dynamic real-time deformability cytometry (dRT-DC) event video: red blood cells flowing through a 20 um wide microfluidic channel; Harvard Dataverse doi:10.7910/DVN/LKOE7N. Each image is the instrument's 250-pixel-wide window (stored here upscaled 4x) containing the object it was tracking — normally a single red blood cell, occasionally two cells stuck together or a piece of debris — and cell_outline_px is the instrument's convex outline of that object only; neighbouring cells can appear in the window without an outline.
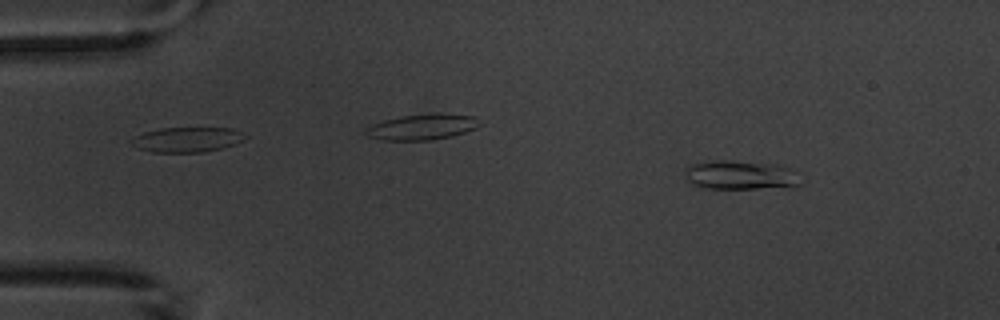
{"species": "common noctule bat (a hibernating species)", "species_latin": "Nyctalus noctula", "temperature_condition": "warm", "stored_images_in_passage": 6, "camera_frame_rate_fps": 3000, "um_per_image_px": 0.085, "animal": {"sex": "male", "body_mass_g": 20.1, "forearm_length_mm": 53.5}, "frame": {"image": 1, "passage_image": 3, "time_ms": 2.333, "image_size_px": [1000, 320], "cell_outline_px": [[800, 184], [796, 188], [700, 188], [692, 184], [684, 176], [688, 168], [692, 164], [712, 160], [732, 160], [776, 164], [792, 168]], "centroid_in_image_um": [62.97, 14.89], "position_along_channel_um": 22.0, "area_um2": 19.77}}